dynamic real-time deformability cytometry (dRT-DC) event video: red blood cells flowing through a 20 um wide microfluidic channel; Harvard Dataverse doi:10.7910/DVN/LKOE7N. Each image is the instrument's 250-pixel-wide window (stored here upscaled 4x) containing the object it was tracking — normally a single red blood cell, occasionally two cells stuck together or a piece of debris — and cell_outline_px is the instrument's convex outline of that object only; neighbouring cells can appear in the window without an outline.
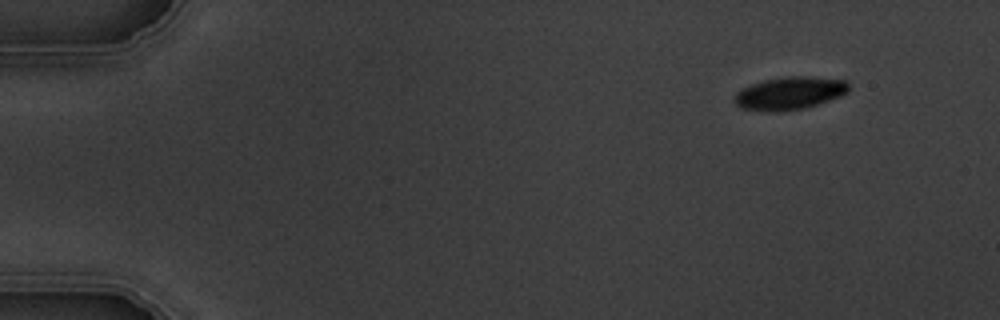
{"species": "common noctule bat (a hibernating species)", "species_latin": "Nyctalus noctula", "temperature_condition": "warm", "stored_images_in_passage": 4, "camera_frame_rate_fps": 3000, "um_per_image_px": 0.085, "animal": {"sex": "male", "body_mass_g": 19.5, "forearm_length_mm": 54.6}, "frame": {"image": 1, "passage_image": 1, "time_ms": 0.0, "image_size_px": [1000, 320], "cell_outline_px": [[848, 92], [840, 96], [804, 108], [740, 108], [732, 100], [736, 92], [752, 84], [764, 80], [784, 76], [808, 76], [844, 80], [848, 84]], "centroid_in_image_um": [67.14, 7.86], "position_along_channel_um": 17.9, "area_um2": 20.75}}
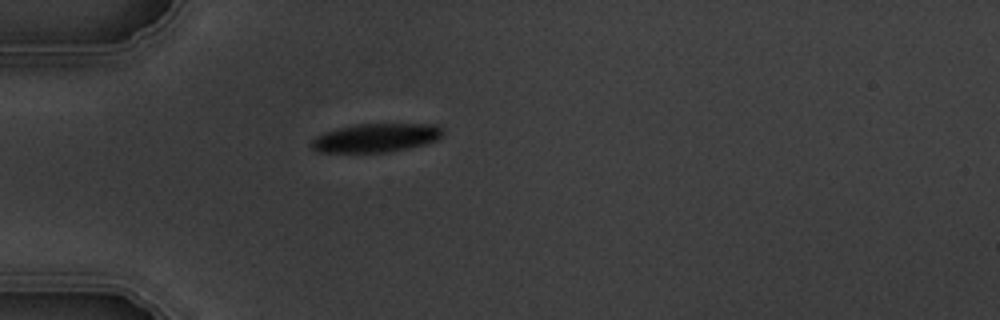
{"frame": {"image": 2, "passage_image": 4, "time_ms": 3.667, "image_size_px": [1000, 320], "cell_outline_px": [[444, 132], [436, 140], [424, 144], [408, 148], [388, 152], [316, 152], [308, 144], [316, 136], [324, 132], [356, 124], [436, 124], [444, 128]], "centroid_in_image_um": [31.94, 11.71], "position_along_channel_um": 53.1, "area_um2": 21.96}}